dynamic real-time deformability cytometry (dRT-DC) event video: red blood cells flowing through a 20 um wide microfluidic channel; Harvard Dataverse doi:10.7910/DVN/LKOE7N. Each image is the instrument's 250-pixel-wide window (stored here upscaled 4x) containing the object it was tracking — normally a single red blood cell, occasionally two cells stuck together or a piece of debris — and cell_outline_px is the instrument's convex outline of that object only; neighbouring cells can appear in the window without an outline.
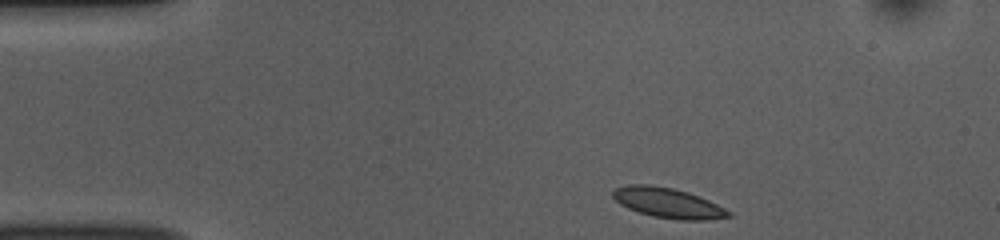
{"species": "common noctule bat (a hibernating species)", "species_latin": "Nyctalus noctula", "temperature_condition": "room temperature", "stored_images_in_passage": 45, "camera_frame_rate_fps": 3000, "um_per_image_px": 0.085, "animal": {"sex": "female", "body_mass_g": 10.0, "forearm_length_mm": 53.1}, "frame": {"image": 1, "passage_image": 1, "time_ms": 0.0, "image_size_px": [1000, 240], "cell_outline_px": [[732, 216], [708, 220], [680, 220], [652, 216], [628, 208], [620, 204], [612, 196], [612, 192], [616, 188], [628, 184], [648, 184], [672, 188], [688, 192], [708, 200], [732, 212]], "centroid_in_image_um": [56.78, 17.25], "position_along_channel_um": 28.2, "area_um2": 20.17}}
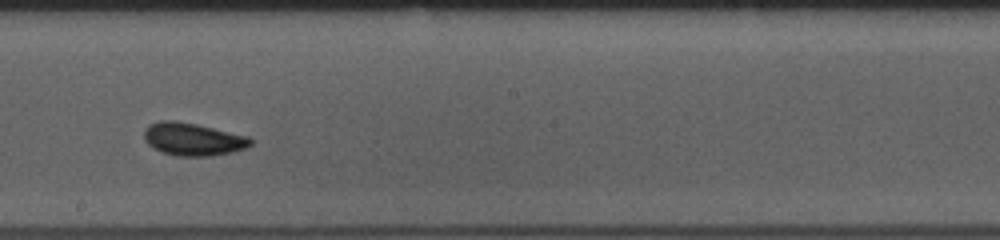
{"frame": {"image": 2, "passage_image": 22, "time_ms": 7.0, "image_size_px": [1000, 240], "cell_outline_px": [[252, 144], [244, 148], [232, 152], [212, 156], [176, 156], [160, 152], [152, 148], [144, 140], [144, 128], [148, 124], [160, 120], [172, 120], [196, 124], [248, 136], [252, 140]], "centroid_in_image_um": [16.34, 11.84], "position_along_channel_um": 231.9, "area_um2": 20.46}}
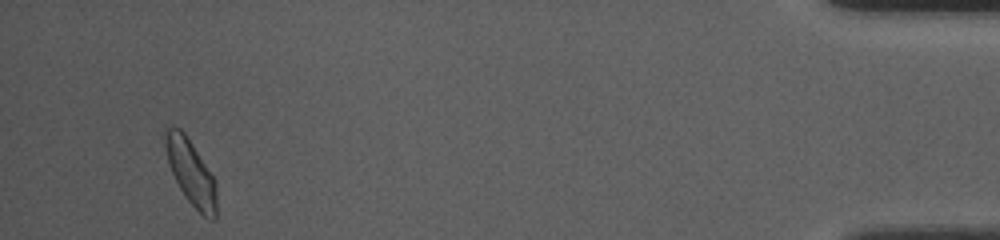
{"frame": {"image": 3, "passage_image": 43, "time_ms": 14.0, "image_size_px": [1000, 240], "cell_outline_px": [[216, 220], [212, 220], [204, 216], [184, 196], [168, 164], [164, 144], [164, 128], [180, 128], [184, 132], [192, 144], [212, 176], [216, 184]], "centroid_in_image_um": [16.2, 14.64], "position_along_channel_um": 419.0, "area_um2": 19.13}, "authors_computed_cell_mechanics": {"area_um2": 19.3052, "velocity_mm_per_s": 3.7136, "shape_relaxation_time_tau1_ms": 3.3254, "shape_relaxation_time_tau2_ms": 1.9598, "deformation_change_tau1": 0.0883, "deformation_change_tau2": 0.0431}}